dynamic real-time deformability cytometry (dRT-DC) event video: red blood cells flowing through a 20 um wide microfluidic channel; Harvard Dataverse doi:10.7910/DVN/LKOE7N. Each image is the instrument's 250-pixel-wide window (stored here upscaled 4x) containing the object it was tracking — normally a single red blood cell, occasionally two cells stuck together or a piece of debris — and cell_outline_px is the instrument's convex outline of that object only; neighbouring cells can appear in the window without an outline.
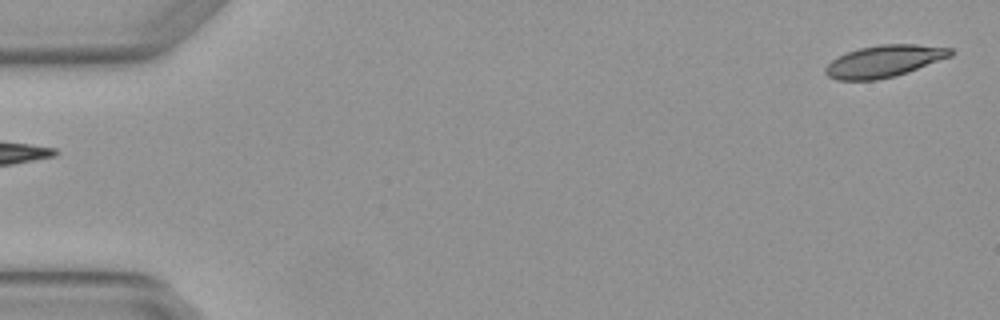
{"species": "Egyptian fruit bat (a non-hibernating species)", "species_latin": "Rousettus aegyptiacus", "temperature_condition": "warm", "stored_images_in_passage": 5, "camera_frame_rate_fps": 3000, "um_per_image_px": 0.085, "animal": {"sex": "female"}, "frame": {"image": 1, "passage_image": 5, "time_ms": 1.333, "image_size_px": [1000, 320], "cell_outline_px": [[956, 52], [952, 56], [908, 72], [896, 76], [876, 80], [836, 80], [828, 76], [824, 72], [824, 68], [832, 60], [848, 52], [860, 48], [880, 44], [916, 44], [952, 48]], "centroid_in_image_um": [75.19, 5.2], "position_along_channel_um": 9.8, "area_um2": 23.35}}